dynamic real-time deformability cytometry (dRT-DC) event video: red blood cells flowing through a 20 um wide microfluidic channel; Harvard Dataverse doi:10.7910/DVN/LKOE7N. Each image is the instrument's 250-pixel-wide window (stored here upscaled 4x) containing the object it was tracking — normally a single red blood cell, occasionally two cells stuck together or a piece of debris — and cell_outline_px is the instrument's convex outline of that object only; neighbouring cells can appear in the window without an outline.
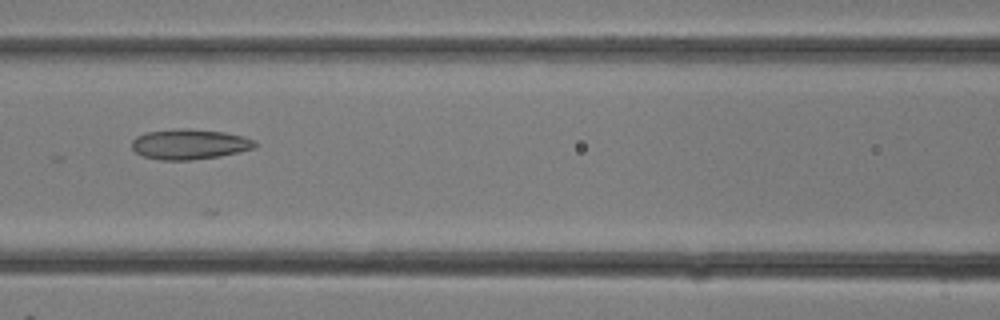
{"species": "common noctule bat (a hibernating species)", "species_latin": "Nyctalus noctula", "temperature_condition": "room temperature", "stored_images_in_passage": 17, "camera_frame_rate_fps": 3000, "um_per_image_px": 0.085, "animal": {"sex": "female"}, "frame": {"image": 1, "passage_image": 12, "time_ms": 3.667, "image_size_px": [1000, 320], "cell_outline_px": [[256, 148], [220, 156], [192, 160], [160, 160], [144, 156], [136, 152], [132, 148], [132, 140], [136, 136], [148, 132], [184, 128], [188, 128], [224, 132], [244, 136], [256, 140]], "centroid_in_image_um": [16.14, 12.26], "position_along_channel_um": 150.5, "area_um2": 21.73}}